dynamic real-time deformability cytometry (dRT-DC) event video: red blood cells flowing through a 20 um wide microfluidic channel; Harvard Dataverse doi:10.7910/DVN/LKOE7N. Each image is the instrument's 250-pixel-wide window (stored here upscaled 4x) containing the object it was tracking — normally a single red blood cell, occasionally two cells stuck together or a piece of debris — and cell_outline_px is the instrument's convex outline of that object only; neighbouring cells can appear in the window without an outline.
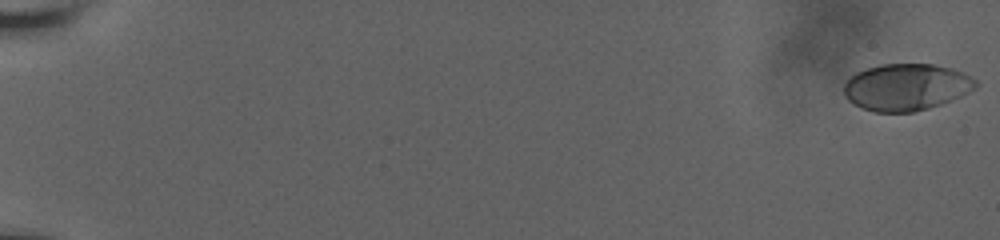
{"species": "human", "species_latin": "Homo sapiens", "temperature_condition": "room temperature", "stored_images_in_passage": 58, "camera_frame_rate_fps": 3000, "um_per_image_px": 0.085, "donor": {"sex": "male"}, "frame": {"image": 1, "passage_image": 1, "time_ms": 0.0, "image_size_px": [1000, 240], "cell_outline_px": [[980, 84], [976, 88], [960, 96], [940, 104], [928, 108], [912, 112], [872, 112], [848, 100], [844, 96], [844, 84], [856, 72], [880, 64], [936, 64], [952, 68], [972, 76]], "centroid_in_image_um": [77.06, 7.39], "position_along_channel_um": 7.9, "area_um2": 35.95}}
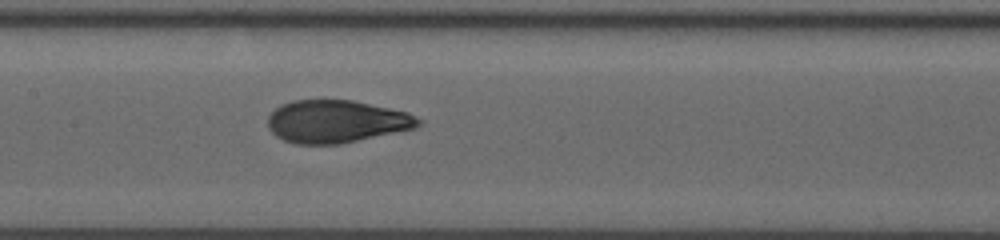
{"frame": {"image": 2, "passage_image": 32, "time_ms": 10.333, "image_size_px": [1000, 240], "cell_outline_px": [[424, 120], [416, 128], [340, 144], [296, 144], [284, 140], [276, 136], [268, 128], [268, 116], [280, 104], [292, 100], [352, 100], [408, 112]], "centroid_in_image_um": [28.6, 10.32], "position_along_channel_um": 178.8, "area_um2": 37.51}}
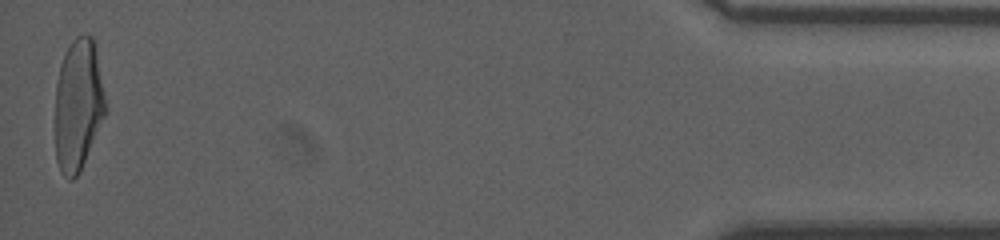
{"frame": {"image": 3, "passage_image": 58, "time_ms": 19.0, "image_size_px": [1000, 240], "cell_outline_px": [[108, 108], [80, 172], [72, 180], [68, 180], [60, 172], [56, 160], [56, 84], [60, 64], [72, 40], [76, 36], [84, 32], [92, 36], [96, 52]], "centroid_in_image_um": [6.65, 8.92], "position_along_channel_um": 428.5, "area_um2": 38.78}, "authors_computed_cell_mechanics": {"area_um2": 37.57, "velocity_mm_per_s": 3.808, "shape_relaxation_time_tau1_ms": 5.4809, "shape_relaxation_time_tau2_ms": 0.7047, "deformation_change_tau1": 0.2032, "deformation_change_tau2": 0.0632}}